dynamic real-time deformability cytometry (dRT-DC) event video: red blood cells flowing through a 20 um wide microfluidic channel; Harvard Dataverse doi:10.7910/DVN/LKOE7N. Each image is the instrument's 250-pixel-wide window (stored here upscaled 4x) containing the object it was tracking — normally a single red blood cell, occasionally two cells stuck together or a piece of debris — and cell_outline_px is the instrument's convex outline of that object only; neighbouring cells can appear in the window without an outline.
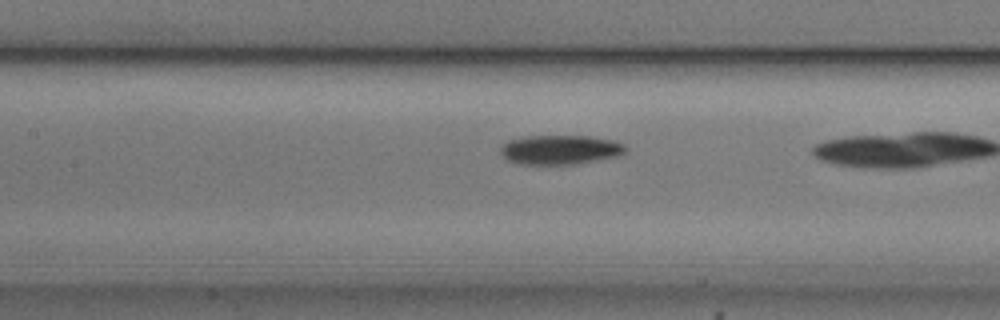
{"species": "common noctule bat (a hibernating species)", "species_latin": "Nyctalus noctula", "temperature_condition": "cold", "stored_images_in_passage": 26, "camera_frame_rate_fps": 3000, "um_per_image_px": 0.085, "animal": {"sex": "male", "body_mass_g": 20.5, "forearm_length_mm": 52.5}, "frame": {"image": 1, "passage_image": 12, "time_ms": 3.667, "image_size_px": [1000, 320], "cell_outline_px": [[628, 148], [620, 156], [576, 164], [520, 164], [508, 160], [500, 152], [500, 148], [508, 140], [528, 136], [588, 136], [612, 140], [624, 144]], "centroid_in_image_um": [47.64, 12.73], "position_along_channel_um": 159.8, "area_um2": 21.39}}
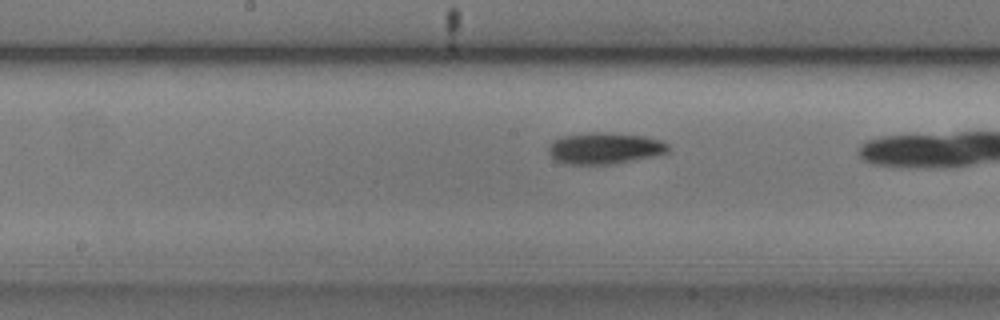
{"frame": {"image": 2, "passage_image": 15, "time_ms": 4.667, "image_size_px": [1000, 320], "cell_outline_px": [[672, 148], [668, 152], [652, 156], [612, 164], [568, 164], [556, 160], [548, 152], [548, 144], [552, 140], [560, 136], [588, 132], [604, 132], [644, 136], [660, 140], [668, 144]], "centroid_in_image_um": [51.37, 12.59], "position_along_channel_um": 196.8, "area_um2": 22.02}}